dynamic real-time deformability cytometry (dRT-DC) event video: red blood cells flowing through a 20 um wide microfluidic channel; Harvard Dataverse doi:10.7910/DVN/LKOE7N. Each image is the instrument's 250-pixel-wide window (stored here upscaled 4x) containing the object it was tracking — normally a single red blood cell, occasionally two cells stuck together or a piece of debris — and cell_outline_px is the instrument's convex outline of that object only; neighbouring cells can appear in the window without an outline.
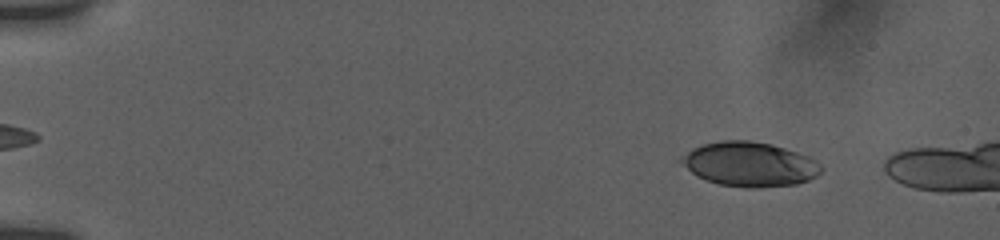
{"species": "human", "species_latin": "Homo sapiens", "temperature_condition": "room temperature", "stored_images_in_passage": 8, "camera_frame_rate_fps": 3000, "um_per_image_px": 0.085, "donor": {"sex": "female"}, "frame": {"image": 1, "passage_image": 4, "time_ms": 1.333, "image_size_px": [1000, 240], "cell_outline_px": [[824, 168], [816, 176], [808, 180], [796, 184], [756, 188], [748, 188], [720, 184], [708, 180], [692, 172], [680, 164], [676, 160], [680, 156], [692, 148], [704, 144], [724, 140], [748, 140], [772, 144], [808, 156], [816, 160]], "centroid_in_image_um": [63.7, 13.95], "position_along_channel_um": 21.3, "area_um2": 36.18}}